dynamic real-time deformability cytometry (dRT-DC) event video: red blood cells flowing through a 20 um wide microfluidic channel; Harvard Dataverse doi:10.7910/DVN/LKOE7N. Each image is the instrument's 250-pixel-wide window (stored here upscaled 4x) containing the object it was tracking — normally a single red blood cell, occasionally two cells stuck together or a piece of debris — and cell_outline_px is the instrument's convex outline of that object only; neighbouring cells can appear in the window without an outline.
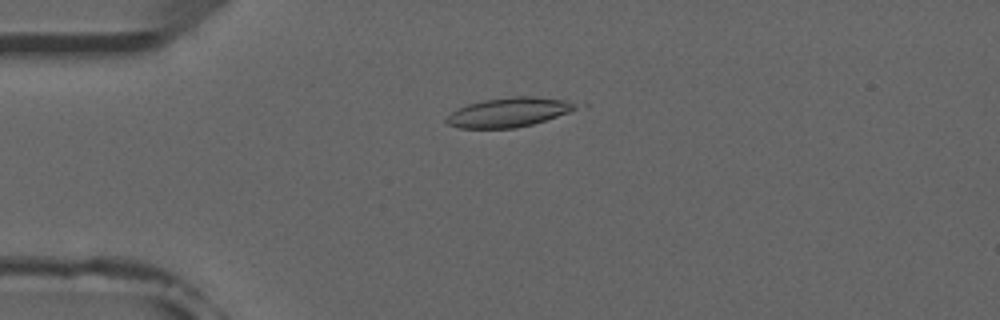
{"species": "common noctule bat (a hibernating species)", "species_latin": "Nyctalus noctula", "temperature_condition": "room temperature", "stored_images_in_passage": 18, "camera_frame_rate_fps": 3000, "um_per_image_px": 0.085, "animal": {"sex": "male", "forearm_length_mm": 52.5}, "frame": {"image": 1, "passage_image": 7, "time_ms": 2.0, "image_size_px": [1000, 320], "cell_outline_px": [[576, 108], [568, 112], [532, 124], [516, 128], [460, 128], [448, 124], [444, 120], [452, 112], [468, 104], [484, 100], [512, 96], [536, 96], [564, 100], [572, 104]], "centroid_in_image_um": [43.18, 9.54], "position_along_channel_um": 41.8, "area_um2": 21.62}}
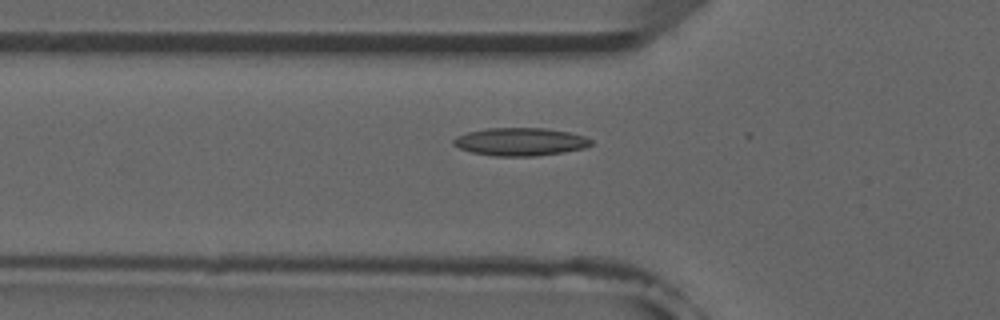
{"frame": {"image": 2, "passage_image": 12, "time_ms": 3.667, "image_size_px": [1000, 320], "cell_outline_px": [[592, 144], [584, 148], [564, 152], [536, 156], [496, 156], [472, 152], [460, 148], [452, 144], [452, 140], [456, 136], [468, 132], [488, 128], [544, 128], [568, 132], [584, 136], [592, 140]], "centroid_in_image_um": [44.22, 12.05], "position_along_channel_um": 81.6, "area_um2": 22.31}}
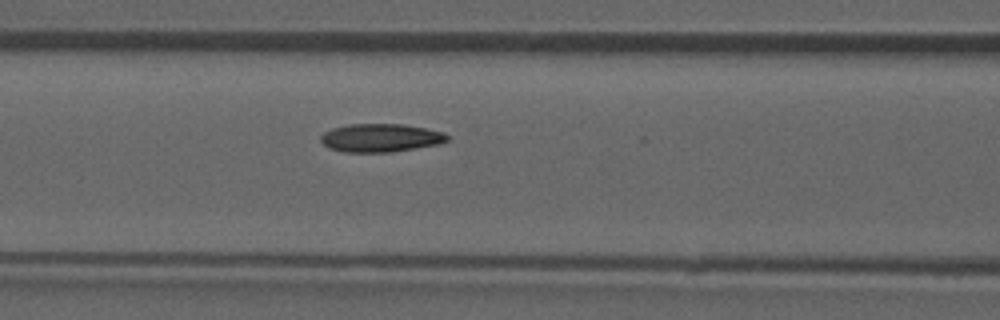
{"frame": {"image": 3, "passage_image": 16, "time_ms": 5.0, "image_size_px": [1000, 320], "cell_outline_px": [[448, 140], [440, 144], [392, 152], [344, 152], [332, 148], [324, 144], [320, 140], [320, 136], [324, 132], [332, 128], [348, 124], [404, 124], [424, 128], [440, 132], [448, 136]], "centroid_in_image_um": [32.33, 11.71], "position_along_channel_um": 134.3, "area_um2": 20.69}}